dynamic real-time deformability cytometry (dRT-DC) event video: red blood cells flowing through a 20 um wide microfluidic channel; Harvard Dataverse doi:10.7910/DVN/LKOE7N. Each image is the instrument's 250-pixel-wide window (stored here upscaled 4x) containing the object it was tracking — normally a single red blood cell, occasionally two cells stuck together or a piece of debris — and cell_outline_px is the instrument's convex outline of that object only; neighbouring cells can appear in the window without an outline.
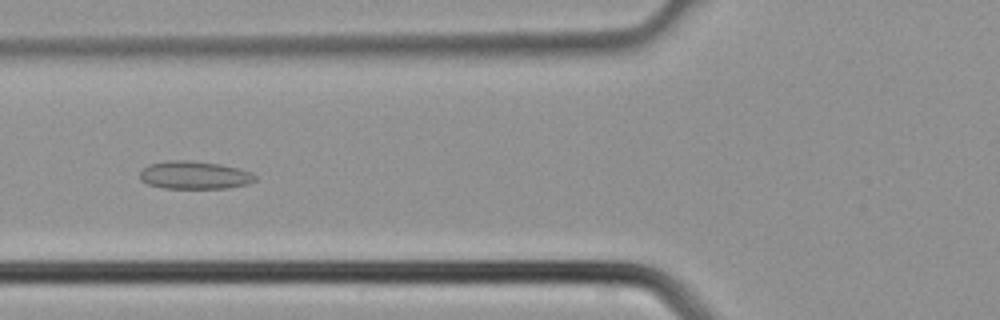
{"species": "common noctule bat (a hibernating species)", "species_latin": "Nyctalus noctula", "temperature_condition": "cold", "stored_images_in_passage": 5, "camera_frame_rate_fps": 3000, "um_per_image_px": 0.085, "animal": {"sex": "male", "body_mass_g": 21.5, "forearm_length_mm": 52.0}, "frame": {"image": 1, "passage_image": 5, "time_ms": 1.333, "image_size_px": [1000, 320], "cell_outline_px": [[256, 180], [248, 184], [228, 188], [164, 188], [148, 184], [140, 180], [140, 172], [148, 164], [168, 160], [188, 160], [220, 164], [252, 172], [256, 176]], "centroid_in_image_um": [16.52, 14.88], "position_along_channel_um": 109.3, "area_um2": 18.79}}